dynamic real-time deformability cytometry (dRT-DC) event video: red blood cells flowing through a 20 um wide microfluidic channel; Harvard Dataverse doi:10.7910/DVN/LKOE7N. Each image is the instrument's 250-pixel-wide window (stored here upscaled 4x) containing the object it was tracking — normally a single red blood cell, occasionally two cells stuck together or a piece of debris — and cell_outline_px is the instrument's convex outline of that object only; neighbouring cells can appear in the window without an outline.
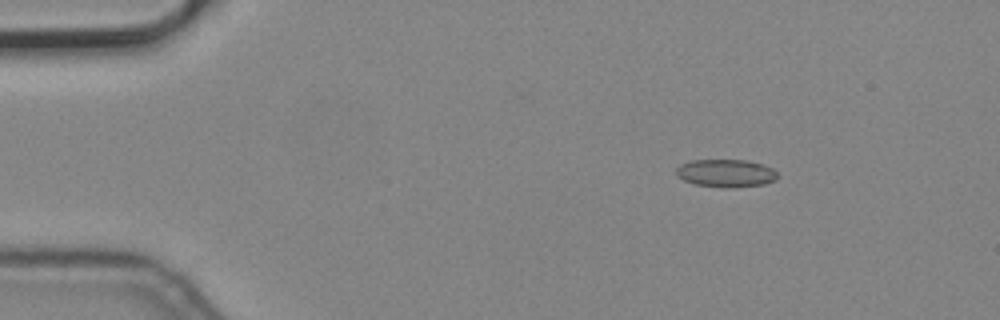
{"species": "common noctule bat (a hibernating species)", "species_latin": "Nyctalus noctula", "temperature_condition": "cold", "stored_images_in_passage": 4, "camera_frame_rate_fps": 3000, "um_per_image_px": 0.085, "animal": {"sex": "male", "body_mass_g": 19.2, "forearm_length_mm": 51.8}, "frame": {"image": 1, "passage_image": 1, "time_ms": 0.0, "image_size_px": [1000, 320], "cell_outline_px": [[780, 176], [776, 180], [764, 184], [724, 188], [696, 184], [684, 180], [676, 176], [676, 168], [680, 164], [692, 160], [744, 160], [760, 164], [772, 168]], "centroid_in_image_um": [61.69, 14.72], "position_along_channel_um": 23.3, "area_um2": 16.36}}